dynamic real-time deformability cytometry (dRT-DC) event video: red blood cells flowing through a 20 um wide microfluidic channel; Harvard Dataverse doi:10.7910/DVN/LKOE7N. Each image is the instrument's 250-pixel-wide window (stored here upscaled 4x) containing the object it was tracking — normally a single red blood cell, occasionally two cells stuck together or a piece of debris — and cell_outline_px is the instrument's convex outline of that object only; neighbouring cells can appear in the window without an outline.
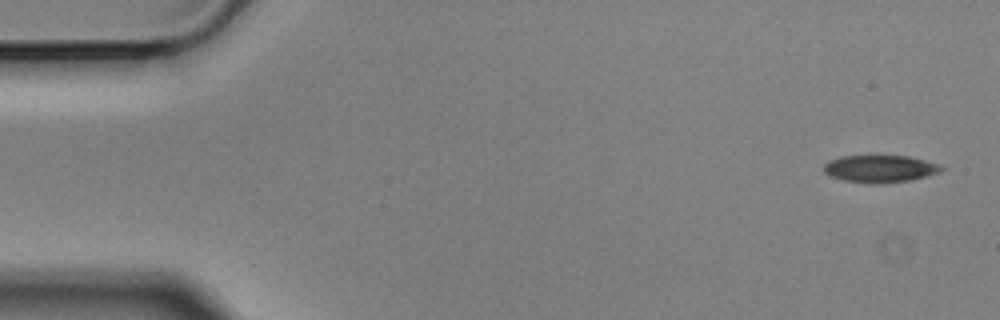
{"species": "Egyptian fruit bat (a non-hibernating species)", "species_latin": "Rousettus aegyptiacus", "temperature_condition": "cold", "stored_images_in_passage": 5, "camera_frame_rate_fps": 3000, "um_per_image_px": 0.085, "animal": {"sex": "male"}, "frame": {"image": 1, "passage_image": 1, "time_ms": 0.0, "image_size_px": [1000, 320], "cell_outline_px": [[944, 168], [940, 172], [912, 180], [844, 180], [832, 176], [824, 172], [824, 164], [828, 160], [840, 156], [908, 156], [924, 160], [936, 164]], "centroid_in_image_um": [74.79, 14.28], "position_along_channel_um": 10.2, "area_um2": 17.51}}
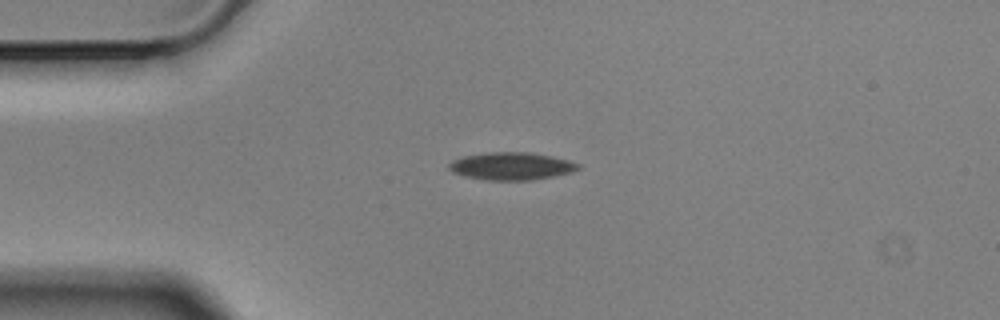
{"frame": {"image": 2, "passage_image": 4, "time_ms": 1.0, "image_size_px": [1000, 320], "cell_outline_px": [[580, 168], [572, 172], [532, 180], [484, 180], [464, 176], [452, 172], [448, 168], [448, 164], [452, 160], [460, 156], [488, 152], [528, 152], [552, 156], [568, 160], [580, 164]], "centroid_in_image_um": [43.42, 14.11], "position_along_channel_um": 41.6, "area_um2": 20.92}}